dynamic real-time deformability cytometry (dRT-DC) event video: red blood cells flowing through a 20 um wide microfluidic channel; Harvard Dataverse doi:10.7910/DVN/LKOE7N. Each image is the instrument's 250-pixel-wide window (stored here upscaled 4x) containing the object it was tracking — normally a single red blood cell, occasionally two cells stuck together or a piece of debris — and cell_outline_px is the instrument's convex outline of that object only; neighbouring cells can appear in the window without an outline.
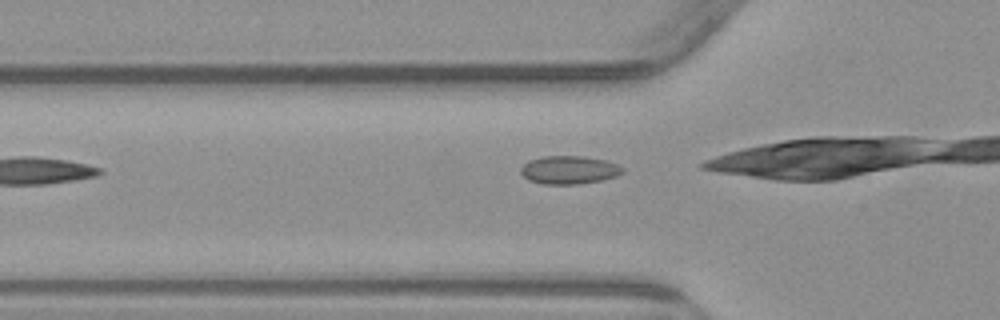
{"species": "common noctule bat (a hibernating species)", "species_latin": "Nyctalus noctula", "temperature_condition": "warm", "stored_images_in_passage": 5, "camera_frame_rate_fps": 3000, "um_per_image_px": 0.085, "animal": {"sex": "male", "body_mass_g": 23.1, "forearm_length_mm": 52.7}, "frame": {"image": 1, "passage_image": 4, "time_ms": 3.667, "image_size_px": [1000, 320], "cell_outline_px": [[624, 172], [616, 176], [600, 180], [580, 184], [544, 184], [528, 180], [520, 172], [520, 168], [528, 160], [540, 156], [584, 156], [608, 160], [624, 168]], "centroid_in_image_um": [48.37, 14.43], "position_along_channel_um": 77.4, "area_um2": 16.88}}